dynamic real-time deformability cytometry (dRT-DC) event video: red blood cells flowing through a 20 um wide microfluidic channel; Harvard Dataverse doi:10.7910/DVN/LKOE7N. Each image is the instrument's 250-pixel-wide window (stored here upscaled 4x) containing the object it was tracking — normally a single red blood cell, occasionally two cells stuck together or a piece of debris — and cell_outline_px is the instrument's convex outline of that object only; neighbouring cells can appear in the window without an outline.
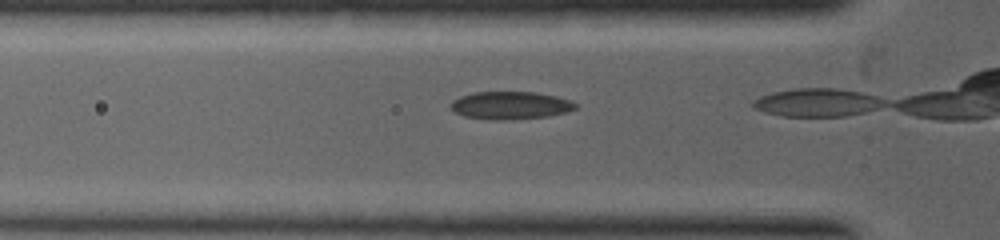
{"species": "common noctule bat (a hibernating species)", "species_latin": "Nyctalus noctula", "temperature_condition": "warm", "stored_images_in_passage": 15, "camera_frame_rate_fps": 5000, "um_per_image_px": 0.085, "animal": {"sex": "female", "body_mass_g": 19.0, "forearm_length_mm": 53.3}, "frame": {"image": 1, "passage_image": 3, "time_ms": 0.4, "image_size_px": [1000, 240], "cell_outline_px": [[580, 104], [576, 108], [564, 112], [548, 116], [504, 120], [492, 120], [464, 116], [456, 112], [448, 104], [452, 100], [460, 96], [472, 92], [536, 92], [556, 96], [572, 100]], "centroid_in_image_um": [43.39, 8.94], "position_along_channel_um": 82.4, "area_um2": 20.29}}